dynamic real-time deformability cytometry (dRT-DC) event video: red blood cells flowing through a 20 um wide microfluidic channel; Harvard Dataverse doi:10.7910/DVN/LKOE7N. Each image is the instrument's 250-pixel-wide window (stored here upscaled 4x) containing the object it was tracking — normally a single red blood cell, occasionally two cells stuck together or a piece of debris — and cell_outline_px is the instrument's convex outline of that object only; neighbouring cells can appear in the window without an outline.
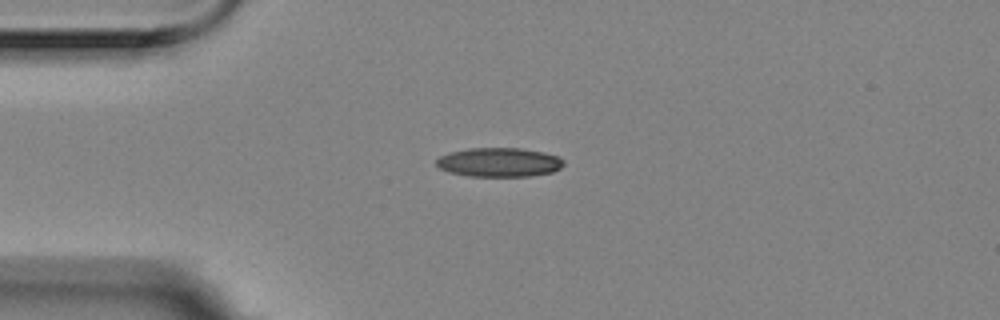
{"species": "Egyptian fruit bat (a non-hibernating species)", "species_latin": "Rousettus aegyptiacus", "temperature_condition": "room temperature", "stored_images_in_passage": 6, "camera_frame_rate_fps": 3000, "um_per_image_px": 0.085, "animal": {"sex": "female"}, "frame": {"image": 1, "passage_image": 2, "time_ms": 0.333, "image_size_px": [1000, 320], "cell_outline_px": [[564, 164], [560, 168], [552, 172], [532, 176], [468, 176], [448, 172], [440, 168], [436, 164], [436, 160], [440, 156], [452, 152], [468, 148], [520, 148], [544, 152], [556, 156], [564, 160]], "centroid_in_image_um": [42.43, 13.8], "position_along_channel_um": 42.6, "area_um2": 21.56}}
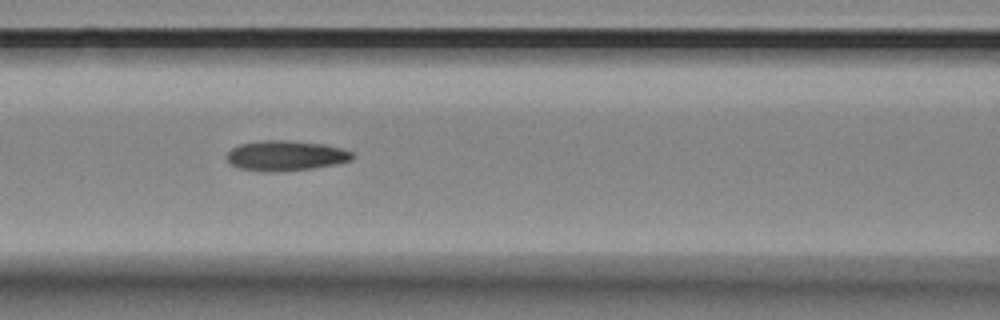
{"frame": {"image": 2, "passage_image": 5, "time_ms": 1.333, "image_size_px": [1000, 320], "cell_outline_px": [[356, 156], [352, 160], [336, 164], [312, 168], [272, 172], [260, 172], [240, 168], [232, 164], [224, 156], [232, 148], [240, 144], [260, 140], [288, 140], [324, 144], [340, 148], [352, 152]], "centroid_in_image_um": [24.28, 13.23], "position_along_channel_um": 142.3, "area_um2": 22.2}}
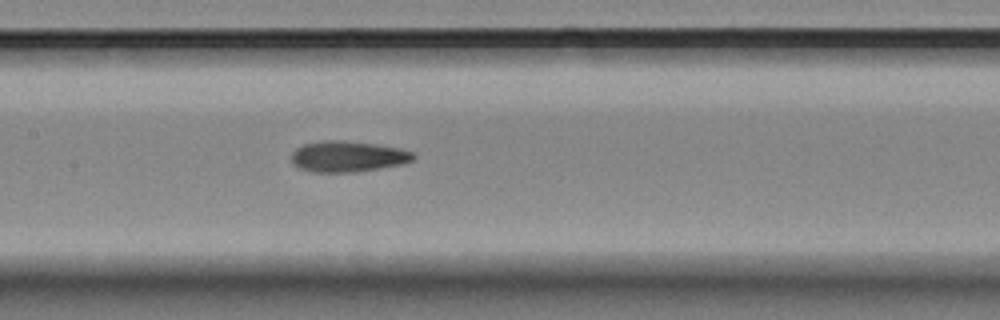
{"frame": {"image": 3, "passage_image": 6, "time_ms": 1.667, "image_size_px": [1000, 320], "cell_outline_px": [[416, 156], [412, 160], [404, 164], [356, 172], [312, 172], [300, 168], [292, 164], [292, 152], [296, 148], [304, 144], [324, 140], [344, 140], [400, 148], [412, 152]], "centroid_in_image_um": [29.55, 13.3], "position_along_channel_um": 177.8, "area_um2": 21.96}}